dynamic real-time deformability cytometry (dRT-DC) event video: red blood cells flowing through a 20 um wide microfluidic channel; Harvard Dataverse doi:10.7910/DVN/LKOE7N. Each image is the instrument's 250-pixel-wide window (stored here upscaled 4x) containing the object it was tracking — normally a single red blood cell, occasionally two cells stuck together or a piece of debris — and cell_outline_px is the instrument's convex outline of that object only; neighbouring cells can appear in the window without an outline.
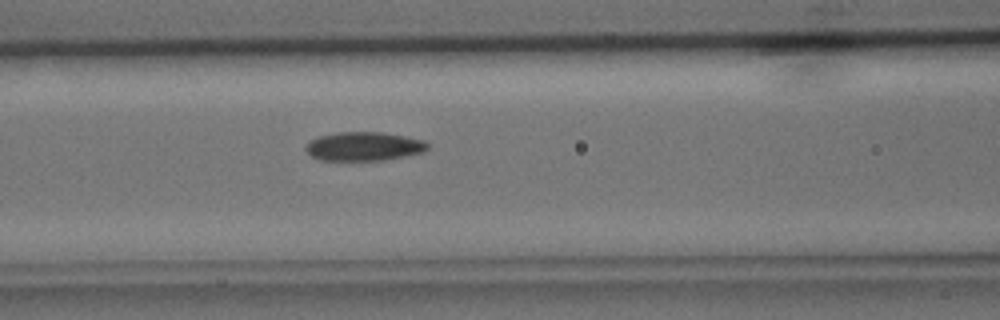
{"species": "common noctule bat (a hibernating species)", "species_latin": "Nyctalus noctula", "temperature_condition": "cold", "stored_images_in_passage": 6, "camera_frame_rate_fps": 3000, "um_per_image_px": 0.085, "animal": {"sex": "male", "body_mass_g": 15.6}, "frame": {"image": 1, "passage_image": 6, "time_ms": 6.0, "image_size_px": [1000, 320], "cell_outline_px": [[428, 148], [424, 152], [384, 160], [320, 160], [312, 156], [304, 148], [312, 140], [320, 136], [340, 132], [384, 132], [424, 140], [428, 144]], "centroid_in_image_um": [30.96, 12.44], "position_along_channel_um": 135.6, "area_um2": 20.29}}